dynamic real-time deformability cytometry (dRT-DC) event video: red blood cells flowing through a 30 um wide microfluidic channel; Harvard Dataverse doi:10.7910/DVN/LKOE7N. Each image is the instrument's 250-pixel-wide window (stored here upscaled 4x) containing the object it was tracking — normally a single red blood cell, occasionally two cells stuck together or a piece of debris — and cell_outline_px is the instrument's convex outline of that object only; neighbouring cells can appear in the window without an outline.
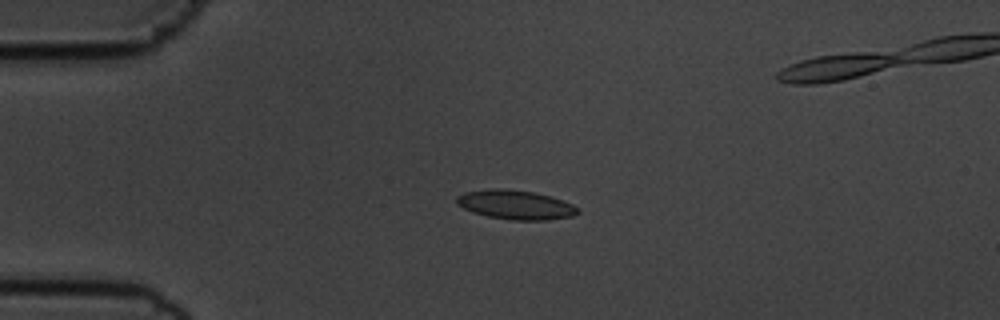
{"species": "common noctule bat (a hibernating species)", "species_latin": "Nyctalus noctula", "temperature_condition": "cold", "stored_images_in_passage": 44, "camera_frame_rate_fps": 3000, "um_per_image_px": 0.085, "animal": {"sex": "male", "body_mass_g": 19.5, "forearm_length_mm": 54.6}, "frame": {"image": 1, "passage_image": 1, "time_ms": 0.0, "image_size_px": [1000, 320], "cell_outline_px": [[580, 212], [572, 216], [548, 220], [512, 220], [488, 216], [472, 212], [456, 204], [456, 196], [464, 192], [488, 188], [504, 188], [536, 192], [552, 196], [572, 204], [580, 208]], "centroid_in_image_um": [43.83, 17.39], "position_along_channel_um": 41.2, "area_um2": 20.92}}
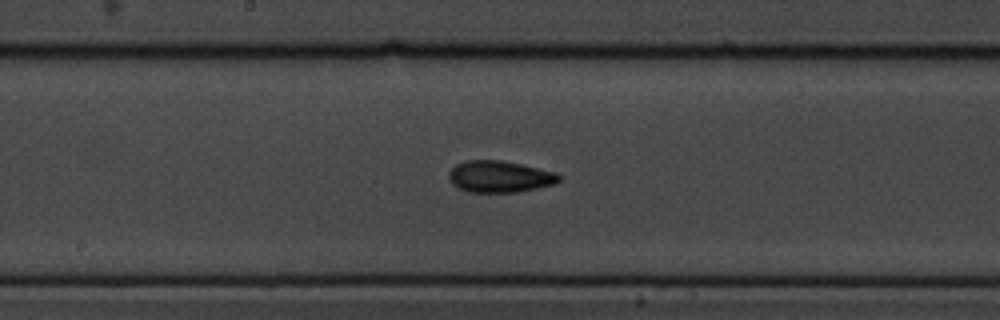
{"frame": {"image": 2, "passage_image": 17, "time_ms": 5.333, "image_size_px": [1000, 320], "cell_outline_px": [[560, 180], [556, 184], [516, 192], [468, 192], [452, 184], [448, 176], [448, 172], [456, 164], [464, 160], [500, 160], [520, 164], [556, 172], [560, 176]], "centroid_in_image_um": [42.45, 15.01], "position_along_channel_um": 205.7, "area_um2": 20.29}}
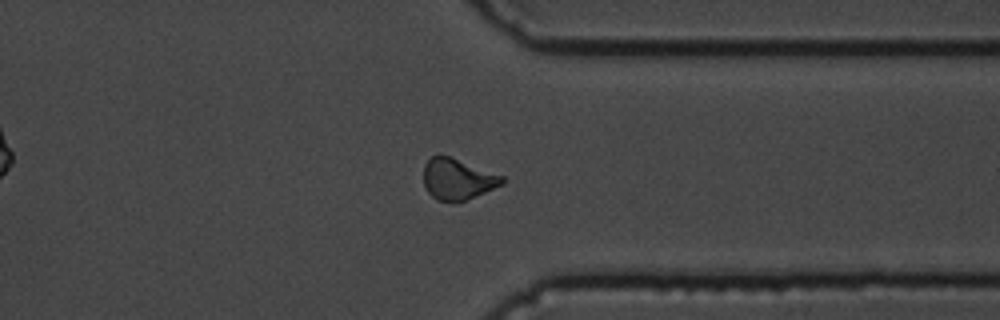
{"frame": {"image": 3, "passage_image": 31, "time_ms": 10.0, "image_size_px": [1000, 320], "cell_outline_px": [[504, 184], [464, 200], [436, 200], [428, 192], [424, 184], [424, 164], [432, 156], [452, 156], [504, 176]], "centroid_in_image_um": [38.9, 15.19], "position_along_channel_um": 372.5, "area_um2": 18.55}, "authors_computed_cell_mechanics": {"area_um2": 19.074, "velocity_mm_per_s": 3.6072, "shape_relaxation_time_tau1_ms": 4.0397, "shape_relaxation_time_tau2_ms": 2.3307, "deformation_change_tau1": 0.1426, "deformation_change_tau2": 0.0852}}